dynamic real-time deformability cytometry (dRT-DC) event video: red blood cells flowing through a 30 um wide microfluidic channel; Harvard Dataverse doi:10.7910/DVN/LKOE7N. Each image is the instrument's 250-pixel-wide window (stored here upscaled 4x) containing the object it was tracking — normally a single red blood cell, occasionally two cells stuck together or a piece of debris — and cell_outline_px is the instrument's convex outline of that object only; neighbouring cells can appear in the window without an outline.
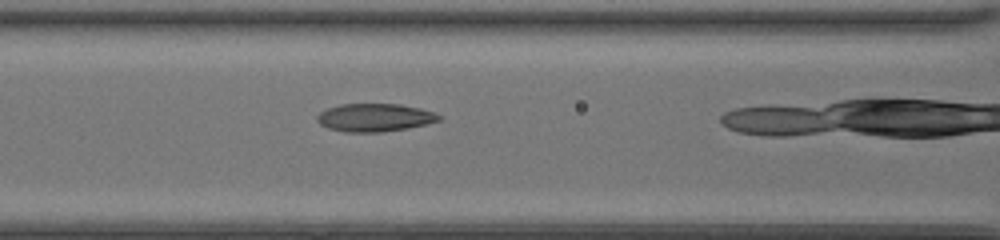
{"species": "common noctule bat (a hibernating species)", "species_latin": "Nyctalus noctula", "temperature_condition": "room temperature", "stored_images_in_passage": 37, "camera_frame_rate_fps": 3000, "um_per_image_px": 0.085, "animal": {"sex": "female", "body_mass_g": 20.0, "forearm_length_mm": 54.0}, "frame": {"image": 1, "passage_image": 22, "time_ms": 7.0, "image_size_px": [1000, 240], "cell_outline_px": [[444, 116], [440, 120], [428, 124], [408, 128], [380, 132], [344, 132], [328, 128], [320, 124], [316, 120], [316, 116], [320, 112], [328, 108], [340, 104], [400, 104], [420, 108], [436, 112]], "centroid_in_image_um": [31.89, 9.99], "position_along_channel_um": 134.7, "area_um2": 20.11}}
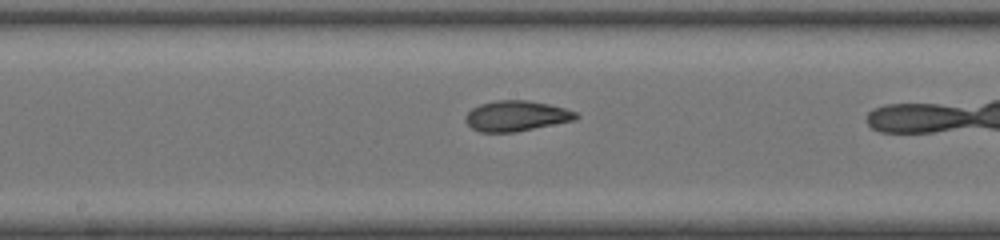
{"frame": {"image": 2, "passage_image": 27, "time_ms": 8.667, "image_size_px": [1000, 240], "cell_outline_px": [[580, 116], [576, 120], [516, 132], [480, 132], [472, 128], [464, 120], [464, 116], [472, 108], [480, 104], [496, 100], [528, 100], [548, 104], [564, 108], [576, 112]], "centroid_in_image_um": [43.88, 9.86], "position_along_channel_um": 204.3, "area_um2": 19.71}}
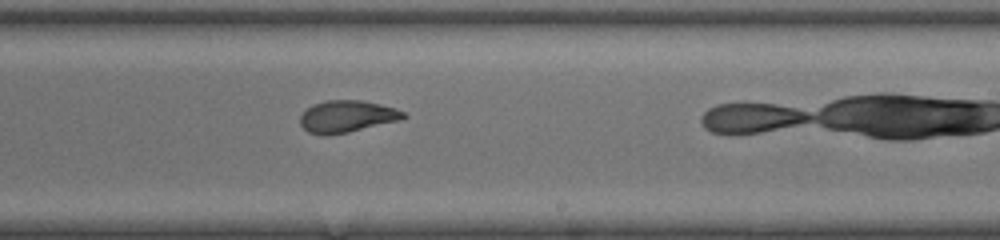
{"frame": {"image": 3, "passage_image": 31, "time_ms": 10.0, "image_size_px": [1000, 240], "cell_outline_px": [[408, 116], [400, 120], [348, 132], [328, 136], [320, 136], [308, 132], [300, 124], [300, 116], [312, 104], [328, 100], [360, 100], [380, 104], [396, 108], [404, 112]], "centroid_in_image_um": [29.48, 9.91], "position_along_channel_um": 259.5, "area_um2": 19.31}}